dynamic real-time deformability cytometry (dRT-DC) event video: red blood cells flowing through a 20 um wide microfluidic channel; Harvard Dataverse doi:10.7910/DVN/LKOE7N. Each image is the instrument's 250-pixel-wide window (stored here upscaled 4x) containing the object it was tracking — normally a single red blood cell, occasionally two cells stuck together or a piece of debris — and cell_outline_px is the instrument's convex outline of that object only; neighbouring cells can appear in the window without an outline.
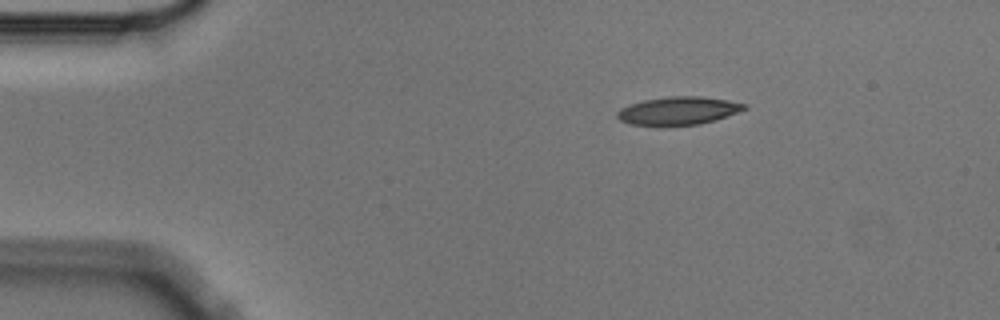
{"species": "Egyptian fruit bat (a non-hibernating species)", "species_latin": "Rousettus aegyptiacus", "temperature_condition": "cold", "stored_images_in_passage": 3, "camera_frame_rate_fps": 3000, "um_per_image_px": 0.085, "animal": {"sex": "male"}, "frame": {"image": 1, "passage_image": 1, "time_ms": 0.0, "image_size_px": [1000, 320], "cell_outline_px": [[748, 108], [716, 120], [700, 124], [628, 124], [620, 120], [616, 116], [616, 112], [620, 108], [644, 100], [668, 96], [700, 96], [728, 100], [748, 104]], "centroid_in_image_um": [57.69, 9.39], "position_along_channel_um": 27.3, "area_um2": 20.46}}